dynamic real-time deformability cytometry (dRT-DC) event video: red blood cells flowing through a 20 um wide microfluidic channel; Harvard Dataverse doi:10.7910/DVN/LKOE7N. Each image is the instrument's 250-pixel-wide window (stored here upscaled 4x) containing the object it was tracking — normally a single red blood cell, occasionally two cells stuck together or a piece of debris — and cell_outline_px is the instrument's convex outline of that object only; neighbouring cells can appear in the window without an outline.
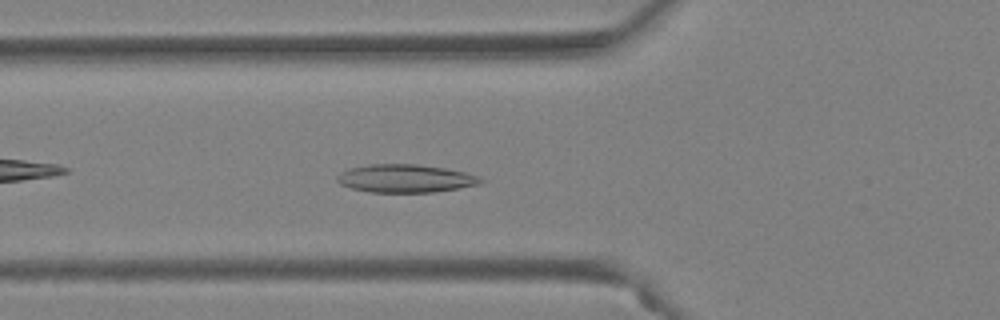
{"species": "Egyptian fruit bat (a non-hibernating species)", "species_latin": "Rousettus aegyptiacus", "temperature_condition": "warm", "stored_images_in_passage": 50, "camera_frame_rate_fps": 3000, "um_per_image_px": 0.085, "animal": {"sex": "female"}, "frame": {"image": 1, "passage_image": 18, "time_ms": 5.667, "image_size_px": [1000, 320], "cell_outline_px": [[488, 180], [480, 184], [460, 188], [436, 192], [368, 192], [352, 188], [340, 184], [336, 180], [336, 176], [340, 172], [348, 168], [368, 164], [416, 164], [444, 168], [464, 172], [480, 176]], "centroid_in_image_um": [34.48, 15.17], "position_along_channel_um": 91.3, "area_um2": 23.76}}
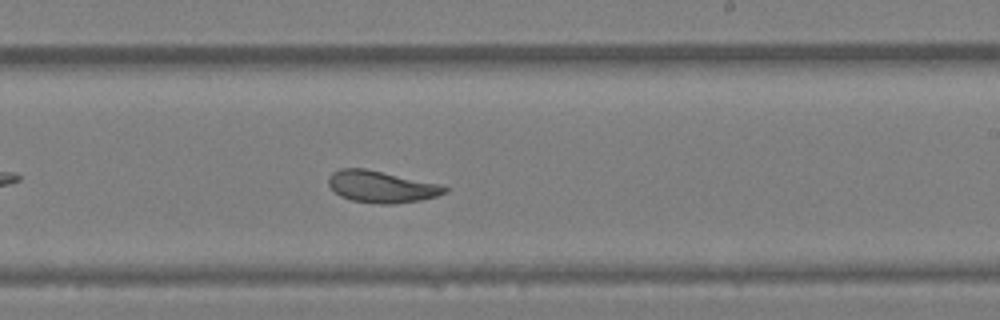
{"frame": {"image": 2, "passage_image": 30, "time_ms": 9.667, "image_size_px": [1000, 320], "cell_outline_px": [[448, 192], [436, 196], [420, 200], [396, 204], [380, 204], [352, 200], [340, 196], [328, 184], [328, 176], [332, 172], [340, 168], [364, 168], [440, 184], [448, 188]], "centroid_in_image_um": [32.41, 15.87], "position_along_channel_um": 256.6, "area_um2": 21.44}}
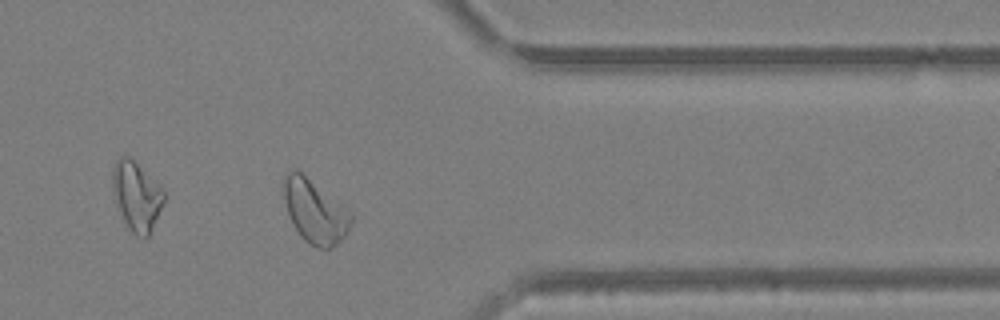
{"frame": {"image": 3, "passage_image": 40, "time_ms": 13.0, "image_size_px": [1000, 320], "cell_outline_px": [[352, 220], [344, 236], [332, 248], [316, 248], [308, 244], [300, 236], [292, 224], [284, 200], [284, 176], [292, 168], [296, 168], [352, 212]], "centroid_in_image_um": [26.75, 17.97], "position_along_channel_um": 384.6, "area_um2": 24.8}, "authors_computed_cell_mechanics": {"area_um2": 25.2586, "velocity_mm_per_s": 4.1301, "shape_relaxation_time_tau1_ms": 10.6594, "shape_relaxation_time_tau2_ms": 2.8784, "deformation_change_tau1": 0.2425, "deformation_change_tau2": 0.0878}}